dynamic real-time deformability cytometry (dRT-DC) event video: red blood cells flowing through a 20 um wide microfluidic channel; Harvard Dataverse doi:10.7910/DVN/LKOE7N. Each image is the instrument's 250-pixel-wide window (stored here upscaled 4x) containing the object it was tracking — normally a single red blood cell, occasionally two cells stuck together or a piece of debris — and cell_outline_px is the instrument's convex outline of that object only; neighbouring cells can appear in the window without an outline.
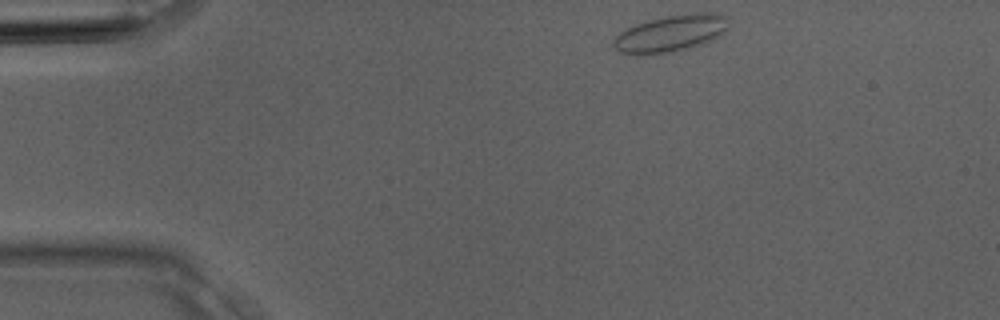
{"species": "Egyptian fruit bat (a non-hibernating species)", "species_latin": "Rousettus aegyptiacus", "temperature_condition": "room temperature", "stored_images_in_passage": 2, "camera_frame_rate_fps": 3000, "um_per_image_px": 0.085, "animal": {"sex": "male"}, "frame": {"image": 1, "passage_image": 1, "time_ms": 0.0, "image_size_px": [1000, 320], "cell_outline_px": [[728, 32], [704, 44], [672, 52], [644, 56], [640, 56], [620, 52], [612, 44], [612, 40], [620, 32], [636, 24], [648, 20], [668, 16], [700, 12], [708, 12], [724, 16], [728, 28]], "centroid_in_image_um": [57.0, 2.87], "position_along_channel_um": 28.0, "area_um2": 24.8}}